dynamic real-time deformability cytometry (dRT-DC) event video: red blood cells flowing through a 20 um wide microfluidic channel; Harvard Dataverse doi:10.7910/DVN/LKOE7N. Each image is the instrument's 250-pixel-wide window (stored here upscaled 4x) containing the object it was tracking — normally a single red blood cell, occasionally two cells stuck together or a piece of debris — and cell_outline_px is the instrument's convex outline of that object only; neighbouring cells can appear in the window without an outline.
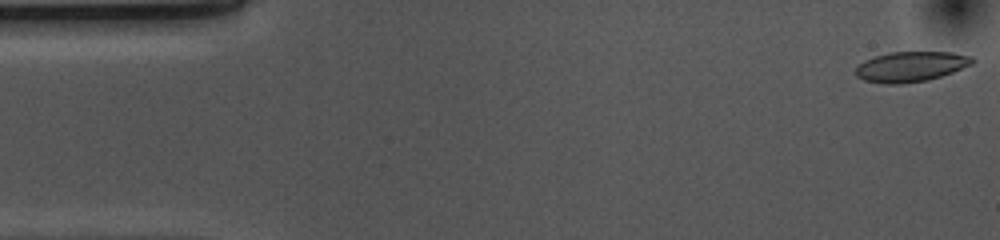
{"species": "common noctule bat (a hibernating species)", "species_latin": "Nyctalus noctula", "temperature_condition": "cold", "stored_images_in_passage": 53, "camera_frame_rate_fps": 3000, "um_per_image_px": 0.085, "animal": {"sex": "female", "body_mass_g": 10.0, "forearm_length_mm": 53.1}, "frame": {"image": 1, "passage_image": 1, "time_ms": 0.0, "image_size_px": [1000, 240], "cell_outline_px": [[976, 60], [972, 64], [952, 72], [928, 80], [900, 84], [884, 84], [864, 80], [856, 76], [856, 68], [864, 60], [876, 56], [892, 52], [952, 52], [972, 56]], "centroid_in_image_um": [77.43, 5.66], "position_along_channel_um": 7.6, "area_um2": 20.46}}
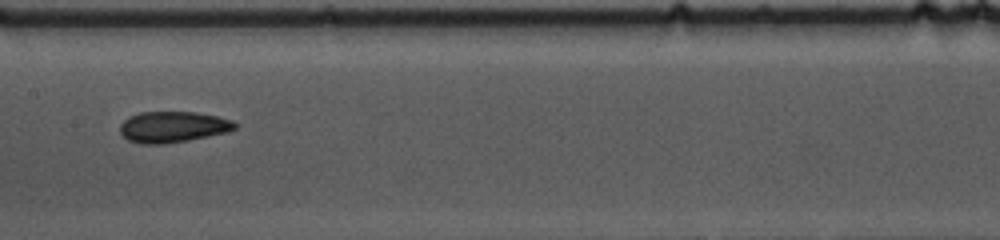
{"frame": {"image": 2, "passage_image": 25, "time_ms": 8.0, "image_size_px": [1000, 240], "cell_outline_px": [[240, 124], [236, 128], [228, 132], [188, 140], [164, 144], [140, 144], [128, 140], [120, 132], [120, 124], [128, 116], [140, 112], [196, 112], [216, 116], [232, 120]], "centroid_in_image_um": [14.7, 10.78], "position_along_channel_um": 192.7, "area_um2": 20.92}}
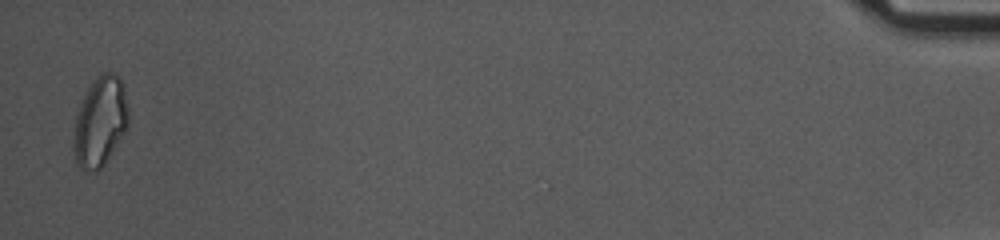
{"frame": {"image": 3, "passage_image": 52, "time_ms": 17.0, "image_size_px": [1000, 240], "cell_outline_px": [[128, 124], [124, 132], [112, 152], [104, 164], [96, 172], [80, 168], [76, 160], [72, 144], [76, 116], [80, 104], [92, 80], [100, 72], [112, 72], [124, 84], [128, 108]], "centroid_in_image_um": [8.51, 10.31], "position_along_channel_um": 426.7, "area_um2": 28.55}, "authors_computed_cell_mechanics": {"area_um2": 20.8658, "velocity_mm_per_s": 3.6836, "shape_relaxation_time_tau1_ms": 6.1744, "shape_relaxation_time_tau2_ms": 3.1418, "deformation_change_tau1": 0.136, "deformation_change_tau2": 0.094}}